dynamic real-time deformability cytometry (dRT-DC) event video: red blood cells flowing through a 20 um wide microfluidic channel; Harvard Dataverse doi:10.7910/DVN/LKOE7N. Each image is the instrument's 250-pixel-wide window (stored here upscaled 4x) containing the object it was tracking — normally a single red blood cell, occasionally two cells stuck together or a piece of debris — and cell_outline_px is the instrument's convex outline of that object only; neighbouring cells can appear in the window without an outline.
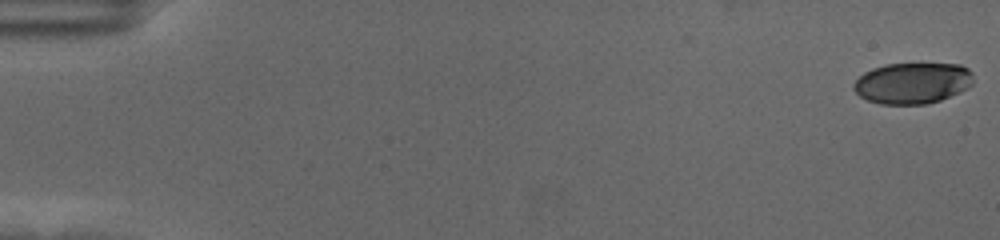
{"species": "human", "species_latin": "Homo sapiens", "temperature_condition": "cold", "stored_images_in_passage": 59, "camera_frame_rate_fps": 3000, "um_per_image_px": 0.085, "donor": {"sex": "female"}, "frame": {"image": 1, "passage_image": 1, "time_ms": 0.0, "image_size_px": [1000, 240], "cell_outline_px": [[972, 84], [968, 88], [960, 92], [940, 100], [928, 104], [880, 104], [868, 100], [860, 96], [852, 88], [852, 84], [864, 72], [872, 68], [884, 64], [960, 64], [968, 68], [972, 72]], "centroid_in_image_um": [77.56, 7.06], "position_along_channel_um": 7.4, "area_um2": 28.78}}
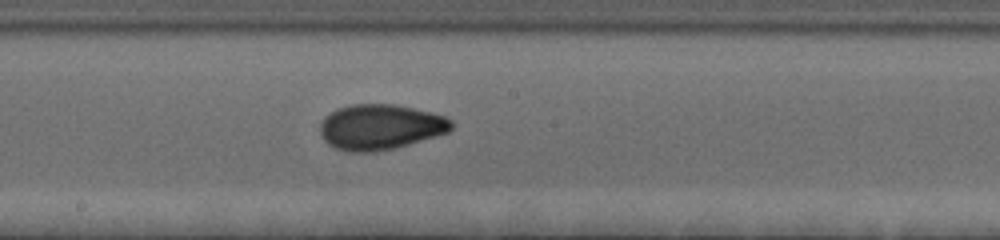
{"frame": {"image": 2, "passage_image": 33, "time_ms": 10.667, "image_size_px": [1000, 240], "cell_outline_px": [[452, 128], [448, 132], [396, 148], [376, 152], [348, 152], [336, 148], [328, 144], [324, 140], [320, 132], [320, 124], [324, 116], [336, 108], [352, 104], [396, 104], [432, 112], [444, 116], [452, 120]], "centroid_in_image_um": [32.31, 10.79], "position_along_channel_um": 215.9, "area_um2": 34.97}}
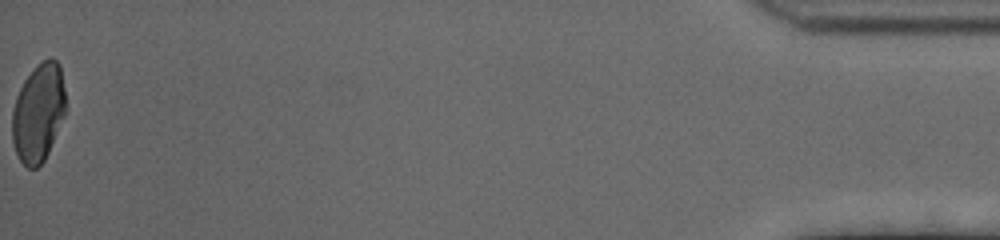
{"frame": {"image": 3, "passage_image": 59, "time_ms": 19.333, "image_size_px": [1000, 240], "cell_outline_px": [[64, 116], [48, 152], [44, 160], [36, 168], [28, 168], [20, 160], [16, 152], [12, 140], [12, 112], [16, 96], [24, 80], [36, 64], [48, 56], [52, 56], [60, 64], [64, 88]], "centroid_in_image_um": [3.25, 9.53], "position_along_channel_um": 432.0, "area_um2": 30.58}, "authors_computed_cell_mechanics": {"area_um2": 32.1368, "velocity_mm_per_s": 3.5378, "shape_relaxation_time_tau1_ms": 8.3283, "shape_relaxation_time_tau2_ms": 1.2842, "deformation_change_tau1": 0.2033, "deformation_change_tau2": 0.0546}}